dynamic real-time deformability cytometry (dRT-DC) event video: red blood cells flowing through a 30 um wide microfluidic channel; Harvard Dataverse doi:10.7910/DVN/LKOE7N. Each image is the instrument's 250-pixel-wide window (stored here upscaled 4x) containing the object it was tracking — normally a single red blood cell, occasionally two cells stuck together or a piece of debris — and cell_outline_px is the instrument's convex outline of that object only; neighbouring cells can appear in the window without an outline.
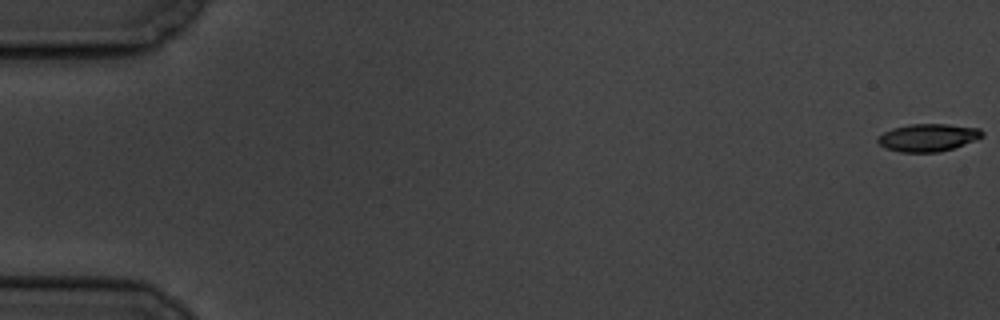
{"species": "common noctule bat (a hibernating species)", "species_latin": "Nyctalus noctula", "temperature_condition": "cold", "stored_images_in_passage": 7, "camera_frame_rate_fps": 3000, "um_per_image_px": 0.085, "animal": {"sex": "male", "body_mass_g": 19.5, "forearm_length_mm": 54.6}, "frame": {"image": 1, "passage_image": 1, "time_ms": 0.0, "image_size_px": [1000, 320], "cell_outline_px": [[984, 136], [976, 140], [952, 148], [936, 152], [900, 152], [884, 148], [876, 140], [876, 136], [892, 128], [912, 124], [948, 124], [980, 128], [984, 132]], "centroid_in_image_um": [78.87, 11.68], "position_along_channel_um": 6.1, "area_um2": 16.88}}
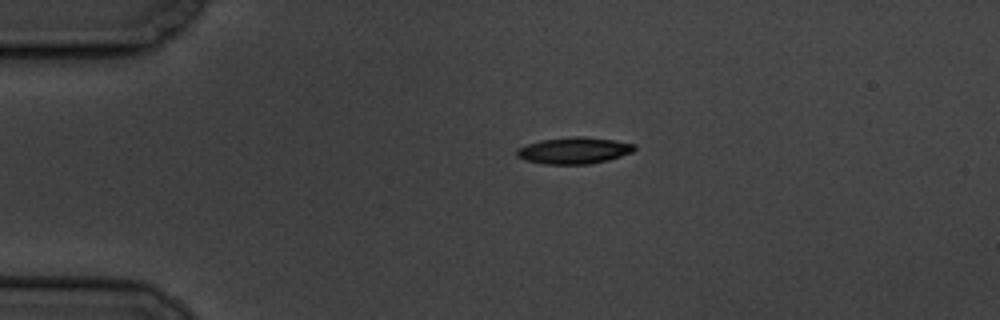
{"frame": {"image": 2, "passage_image": 5, "time_ms": 4.333, "image_size_px": [1000, 320], "cell_outline_px": [[636, 148], [632, 152], [608, 160], [588, 164], [544, 164], [524, 160], [516, 156], [516, 148], [540, 140], [572, 136], [584, 136], [612, 140], [636, 144]], "centroid_in_image_um": [48.76, 12.79], "position_along_channel_um": 36.2, "area_um2": 18.26}}
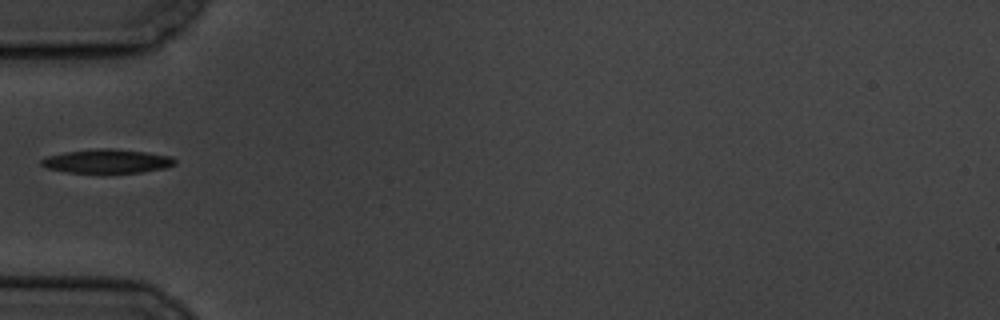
{"frame": {"image": 3, "passage_image": 7, "time_ms": 6.667, "image_size_px": [1000, 320], "cell_outline_px": [[176, 164], [164, 168], [140, 172], [68, 172], [48, 168], [40, 164], [40, 160], [44, 156], [64, 152], [96, 148], [112, 148], [144, 152], [172, 156], [176, 160]], "centroid_in_image_um": [9.08, 13.68], "position_along_channel_um": 75.9, "area_um2": 18.5}}